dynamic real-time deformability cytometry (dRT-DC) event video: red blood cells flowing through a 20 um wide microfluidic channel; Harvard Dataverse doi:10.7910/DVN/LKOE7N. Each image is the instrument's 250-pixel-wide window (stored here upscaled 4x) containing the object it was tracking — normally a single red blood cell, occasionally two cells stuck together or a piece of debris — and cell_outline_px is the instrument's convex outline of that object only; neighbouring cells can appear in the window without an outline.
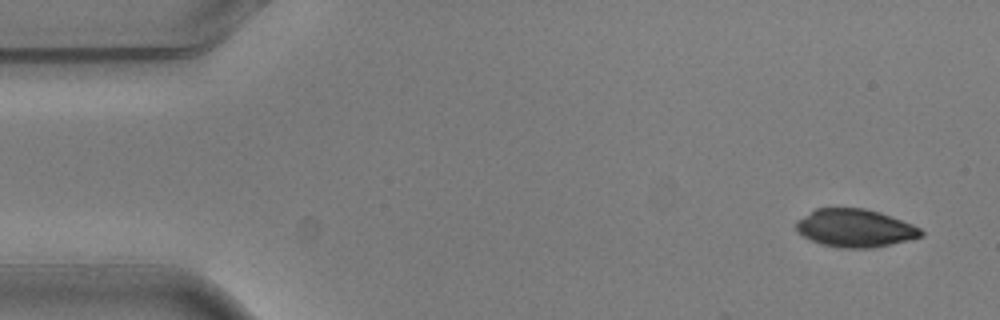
{"species": "common noctule bat (a hibernating species)", "species_latin": "Nyctalus noctula", "temperature_condition": "warm", "stored_images_in_passage": 5, "camera_frame_rate_fps": 3000, "um_per_image_px": 0.085, "animal": {"sex": "male", "body_mass_g": 20.5, "forearm_length_mm": 52.5}, "frame": {"image": 1, "passage_image": 1, "time_ms": 0.0, "image_size_px": [1000, 320], "cell_outline_px": [[924, 236], [908, 240], [872, 248], [840, 248], [820, 244], [796, 232], [796, 220], [816, 208], [864, 208], [880, 212], [912, 224], [920, 228], [924, 232]], "centroid_in_image_um": [72.67, 19.39], "position_along_channel_um": 12.3, "area_um2": 27.69}}
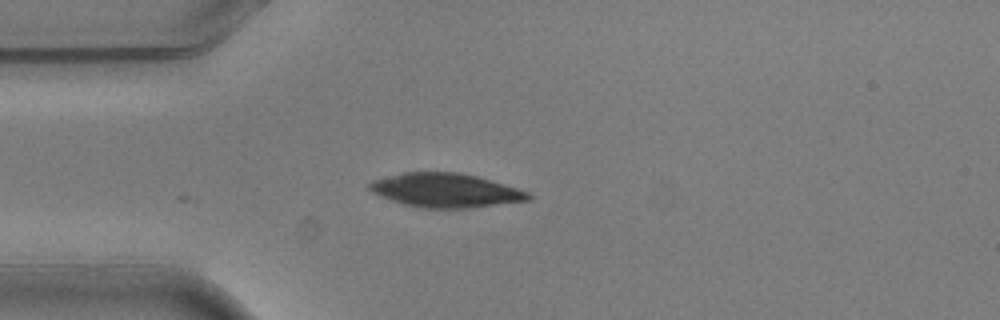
{"frame": {"image": 2, "passage_image": 3, "time_ms": 0.667, "image_size_px": [1000, 320], "cell_outline_px": [[532, 200], [468, 208], [424, 208], [404, 204], [392, 200], [372, 192], [368, 188], [368, 184], [372, 180], [404, 172], [460, 172], [476, 176], [516, 188], [528, 192], [532, 196]], "centroid_in_image_um": [37.87, 16.18], "position_along_channel_um": 47.1, "area_um2": 31.21}}